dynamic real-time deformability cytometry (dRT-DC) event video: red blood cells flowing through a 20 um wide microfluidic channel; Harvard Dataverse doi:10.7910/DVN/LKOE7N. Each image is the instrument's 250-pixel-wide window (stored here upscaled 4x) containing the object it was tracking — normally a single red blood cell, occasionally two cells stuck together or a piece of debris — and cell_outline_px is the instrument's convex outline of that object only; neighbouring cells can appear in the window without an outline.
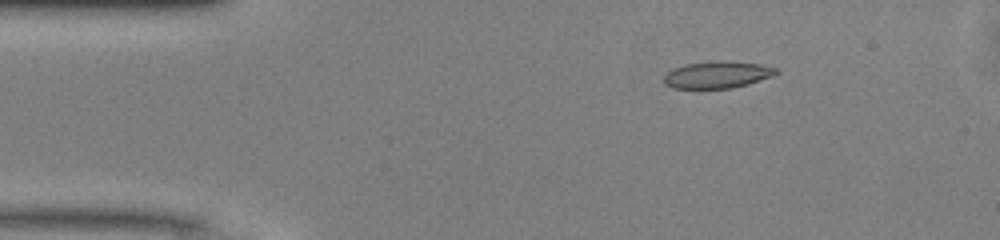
{"species": "common noctule bat (a hibernating species)", "species_latin": "Nyctalus noctula", "temperature_condition": "warm", "stored_images_in_passage": 43, "camera_frame_rate_fps": 3000, "um_per_image_px": 0.085, "animal": {"sex": "male", "body_mass_g": 13.0, "forearm_length_mm": 53.1}, "frame": {"image": 1, "passage_image": 1, "time_ms": 0.0, "image_size_px": [1000, 240], "cell_outline_px": [[780, 72], [772, 76], [748, 84], [732, 88], [672, 88], [664, 84], [664, 76], [672, 68], [684, 64], [720, 60], [760, 64], [776, 68]], "centroid_in_image_um": [60.95, 6.35], "position_along_channel_um": 24.0, "area_um2": 17.63}}
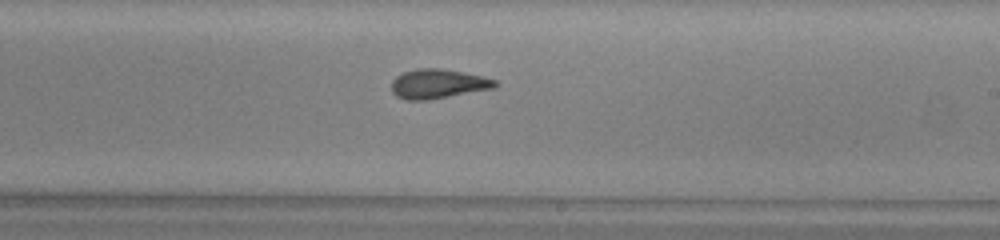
{"frame": {"image": 2, "passage_image": 22, "time_ms": 7.0, "image_size_px": [1000, 240], "cell_outline_px": [[500, 84], [492, 88], [428, 100], [408, 100], [396, 96], [392, 92], [392, 80], [396, 76], [404, 72], [416, 68], [444, 68], [484, 76], [496, 80]], "centroid_in_image_um": [37.23, 7.11], "position_along_channel_um": 251.8, "area_um2": 17.8}}
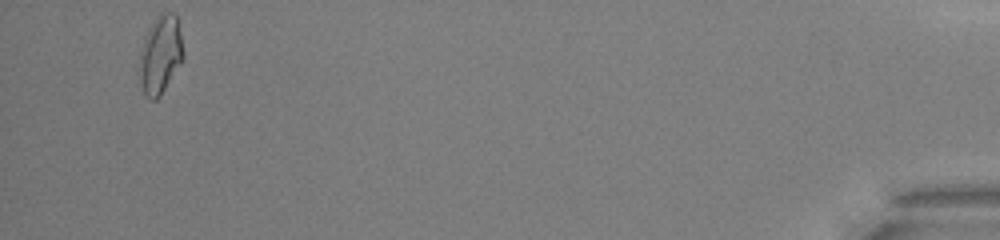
{"frame": {"image": 3, "passage_image": 41, "time_ms": 13.333, "image_size_px": [1000, 240], "cell_outline_px": [[184, 56], [180, 64], [160, 96], [156, 100], [148, 100], [144, 92], [140, 80], [140, 52], [144, 40], [156, 16], [160, 12], [176, 12], [184, 52]], "centroid_in_image_um": [13.65, 4.63], "position_along_channel_um": 421.5, "area_um2": 19.77}, "authors_computed_cell_mechanics": {"area_um2": 17.629, "velocity_mm_per_s": 4.1207, "shape_relaxation_time_tau1_ms": 4.6369, "shape_relaxation_time_tau2_ms": 1.872, "deformation_change_tau1": 0.15, "deformation_change_tau2": 0.0917}}